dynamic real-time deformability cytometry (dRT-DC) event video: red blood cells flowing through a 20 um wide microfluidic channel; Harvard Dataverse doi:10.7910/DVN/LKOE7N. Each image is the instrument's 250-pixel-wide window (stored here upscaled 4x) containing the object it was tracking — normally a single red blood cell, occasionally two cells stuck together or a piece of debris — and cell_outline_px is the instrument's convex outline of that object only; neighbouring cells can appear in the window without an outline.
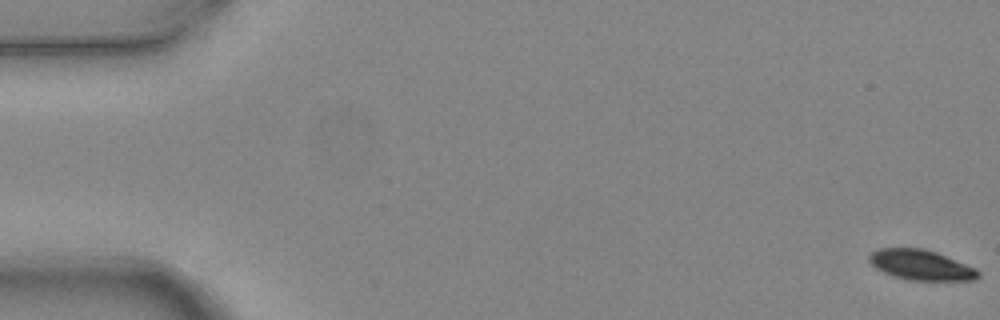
{"species": "common noctule bat (a hibernating species)", "species_latin": "Nyctalus noctula", "temperature_condition": "warm", "stored_images_in_passage": 6, "camera_frame_rate_fps": 3000, "um_per_image_px": 0.085, "animal": {"sex": "female", "body_mass_g": 24.6, "forearm_length_mm": 56.2}, "frame": {"image": 1, "passage_image": 1, "time_ms": 0.0, "image_size_px": [1000, 320], "cell_outline_px": [[980, 276], [976, 280], [908, 280], [884, 272], [876, 268], [868, 260], [868, 256], [872, 252], [880, 248], [924, 248], [936, 252], [976, 268], [980, 272]], "centroid_in_image_um": [78.3, 22.52], "position_along_channel_um": 6.7, "area_um2": 19.07}}
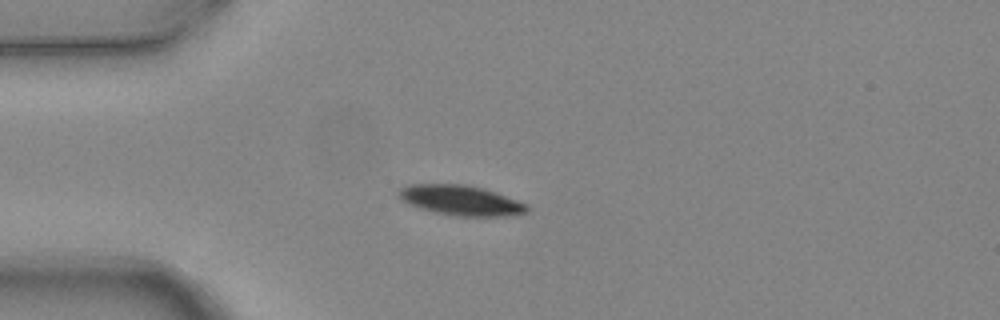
{"frame": {"image": 2, "passage_image": 5, "time_ms": 1.333, "image_size_px": [1000, 320], "cell_outline_px": [[528, 212], [508, 216], [452, 216], [432, 212], [408, 204], [400, 200], [396, 192], [400, 188], [408, 184], [468, 184], [484, 188], [496, 192], [528, 204]], "centroid_in_image_um": [39.14, 17.02], "position_along_channel_um": 45.9, "area_um2": 22.89}}
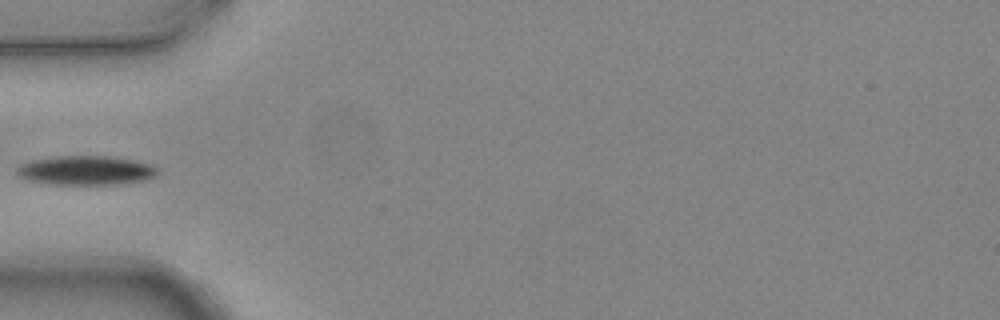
{"frame": {"image": 3, "passage_image": 6, "time_ms": 1.667, "image_size_px": [1000, 320], "cell_outline_px": [[160, 172], [156, 176], [148, 180], [120, 184], [48, 184], [28, 180], [20, 176], [16, 172], [16, 168], [20, 164], [32, 160], [56, 156], [108, 156], [136, 160], [152, 164]], "centroid_in_image_um": [7.35, 14.48], "position_along_channel_um": 77.7, "area_um2": 24.22}}